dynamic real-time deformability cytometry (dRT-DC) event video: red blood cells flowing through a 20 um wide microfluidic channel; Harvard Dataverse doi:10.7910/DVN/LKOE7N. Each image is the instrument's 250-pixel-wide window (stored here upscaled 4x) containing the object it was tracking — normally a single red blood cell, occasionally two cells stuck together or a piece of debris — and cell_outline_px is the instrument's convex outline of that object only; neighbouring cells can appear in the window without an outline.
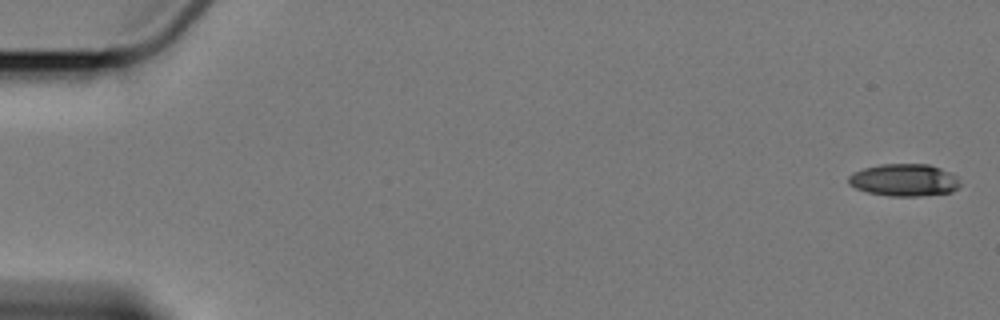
{"species": "Egyptian fruit bat (a non-hibernating species)", "species_latin": "Rousettus aegyptiacus", "temperature_condition": "cold", "stored_images_in_passage": 7, "camera_frame_rate_fps": 3000, "um_per_image_px": 0.085, "animal": {"sex": "female"}, "frame": {"image": 1, "passage_image": 1, "time_ms": 0.0, "image_size_px": [1000, 320], "cell_outline_px": [[960, 188], [952, 192], [920, 196], [888, 196], [868, 192], [856, 188], [848, 184], [848, 176], [852, 172], [864, 168], [880, 164], [928, 164], [940, 168], [956, 176], [960, 184]], "centroid_in_image_um": [76.84, 15.31], "position_along_channel_um": 8.2, "area_um2": 21.1}}
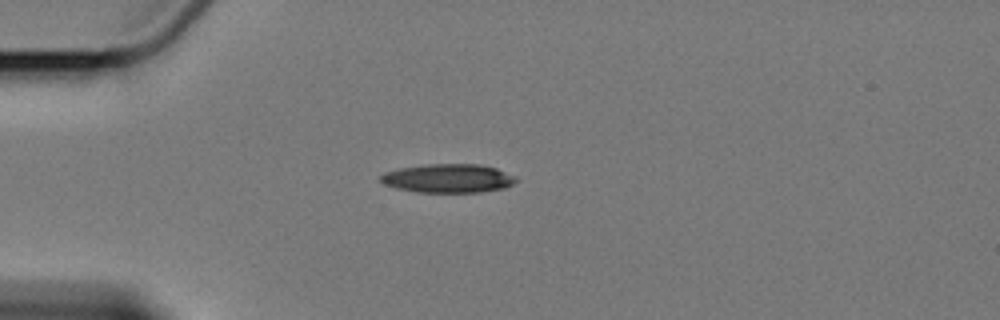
{"frame": {"image": 2, "passage_image": 5, "time_ms": 5.0, "image_size_px": [1000, 320], "cell_outline_px": [[516, 180], [512, 184], [504, 188], [480, 192], [420, 192], [396, 188], [384, 184], [380, 180], [380, 176], [384, 172], [400, 168], [424, 164], [480, 164], [496, 168], [516, 176]], "centroid_in_image_um": [38.09, 15.15], "position_along_channel_um": 46.9, "area_um2": 22.66}}
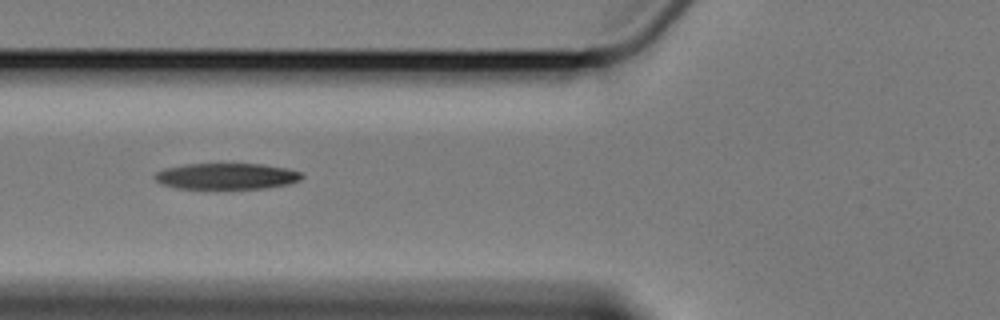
{"frame": {"image": 3, "passage_image": 7, "time_ms": 7.333, "image_size_px": [1000, 320], "cell_outline_px": [[304, 176], [300, 180], [288, 184], [268, 188], [180, 188], [164, 184], [156, 180], [152, 176], [156, 172], [164, 168], [184, 164], [264, 164], [288, 168], [300, 172]], "centroid_in_image_um": [19.28, 14.96], "position_along_channel_um": 106.5, "area_um2": 22.31}}